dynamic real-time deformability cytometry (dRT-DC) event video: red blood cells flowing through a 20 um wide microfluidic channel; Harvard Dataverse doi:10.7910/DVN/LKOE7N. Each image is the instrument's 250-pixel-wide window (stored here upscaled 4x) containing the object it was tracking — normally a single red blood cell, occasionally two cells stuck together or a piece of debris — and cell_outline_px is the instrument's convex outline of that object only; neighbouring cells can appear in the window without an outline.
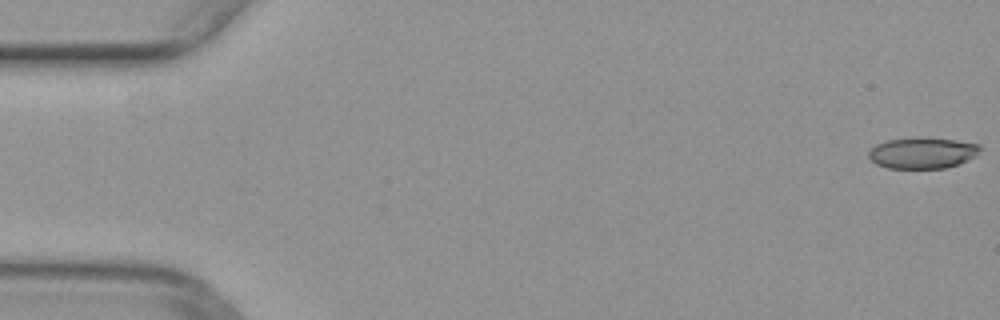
{"species": "common noctule bat (a hibernating species)", "species_latin": "Nyctalus noctula", "temperature_condition": "warm", "stored_images_in_passage": 47, "camera_frame_rate_fps": 3000, "um_per_image_px": 0.085, "animal": {"sex": "female", "body_mass_g": 29.2, "forearm_length_mm": 56.3}, "frame": {"image": 1, "passage_image": 1, "time_ms": 0.0, "image_size_px": [1000, 320], "cell_outline_px": [[980, 148], [976, 156], [960, 164], [948, 168], [888, 168], [876, 164], [868, 156], [868, 152], [876, 144], [888, 140], [956, 140], [980, 144]], "centroid_in_image_um": [78.43, 13.05], "position_along_channel_um": 6.6, "area_um2": 19.48}}
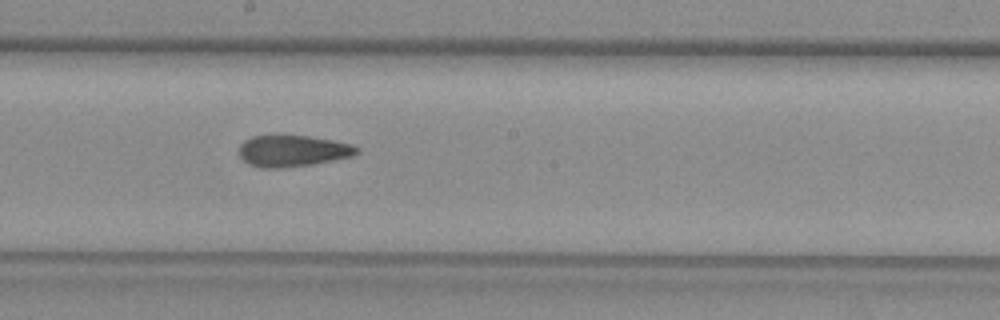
{"frame": {"image": 2, "passage_image": 28, "time_ms": 9.0, "image_size_px": [1000, 320], "cell_outline_px": [[360, 152], [352, 156], [312, 164], [284, 168], [260, 168], [248, 164], [240, 156], [240, 144], [244, 140], [252, 136], [308, 136], [332, 140], [352, 144], [360, 148]], "centroid_in_image_um": [24.88, 12.83], "position_along_channel_um": 223.3, "area_um2": 21.5}}
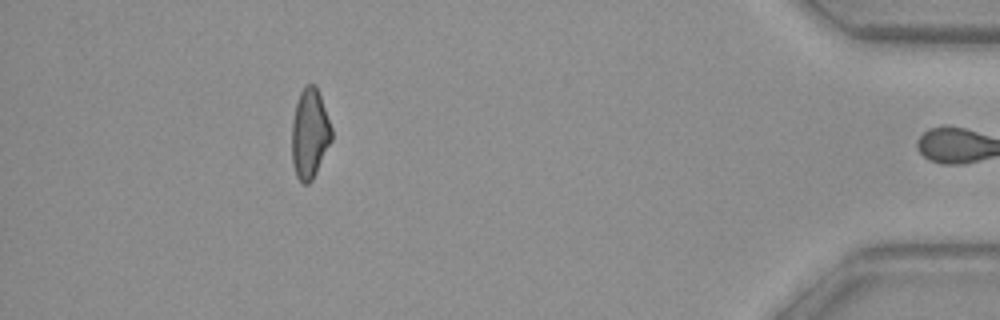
{"frame": {"image": 3, "passage_image": 46, "time_ms": 15.0, "image_size_px": [1000, 320], "cell_outline_px": [[332, 140], [312, 180], [308, 184], [300, 184], [296, 176], [292, 164], [292, 120], [296, 104], [300, 92], [304, 84], [316, 84], [332, 128]], "centroid_in_image_um": [26.31, 11.36], "position_along_channel_um": 408.9, "area_um2": 20.98}}